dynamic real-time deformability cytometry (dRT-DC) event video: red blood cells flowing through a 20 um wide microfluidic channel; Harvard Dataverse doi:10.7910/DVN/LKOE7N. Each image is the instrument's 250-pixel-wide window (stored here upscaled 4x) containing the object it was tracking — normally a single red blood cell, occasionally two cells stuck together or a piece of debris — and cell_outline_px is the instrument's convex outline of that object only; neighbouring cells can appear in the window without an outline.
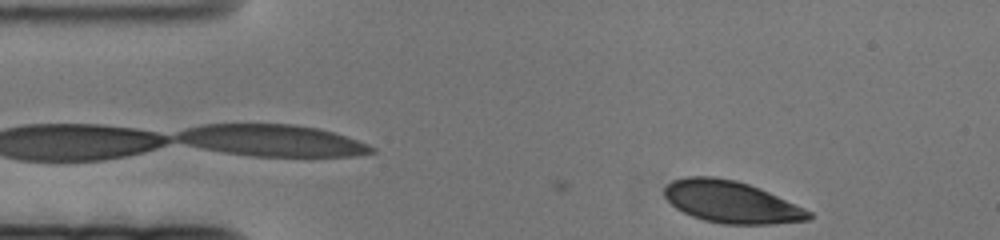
{"species": "human", "species_latin": "Homo sapiens", "temperature_condition": "cold", "stored_images_in_passage": 55, "camera_frame_rate_fps": 3000, "um_per_image_px": 0.085, "donor": {"sex": "female"}, "frame": {"image": 1, "passage_image": 1, "time_ms": 0.0, "image_size_px": [1000, 240], "cell_outline_px": [[812, 216], [808, 220], [768, 224], [724, 224], [704, 220], [692, 216], [676, 208], [664, 196], [664, 188], [672, 180], [688, 176], [712, 176], [736, 180], [760, 188], [804, 208], [812, 212]], "centroid_in_image_um": [62.14, 17.16], "position_along_channel_um": 22.9, "area_um2": 35.08}}
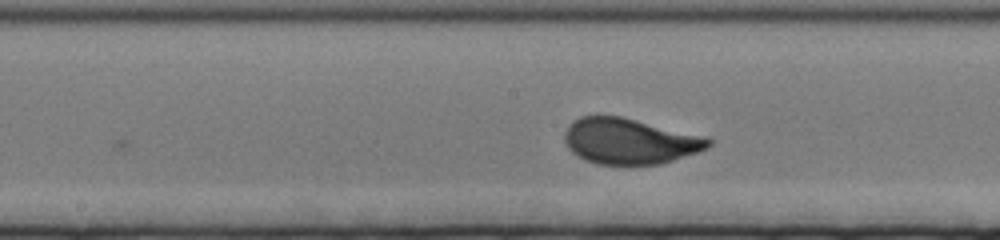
{"frame": {"image": 2, "passage_image": 29, "time_ms": 9.333, "image_size_px": [1000, 240], "cell_outline_px": [[712, 144], [708, 148], [660, 164], [600, 164], [584, 160], [572, 152], [568, 148], [564, 140], [564, 132], [568, 124], [572, 120], [580, 116], [620, 116], [712, 140]], "centroid_in_image_um": [53.4, 12.01], "position_along_channel_um": 194.8, "area_um2": 37.51}}
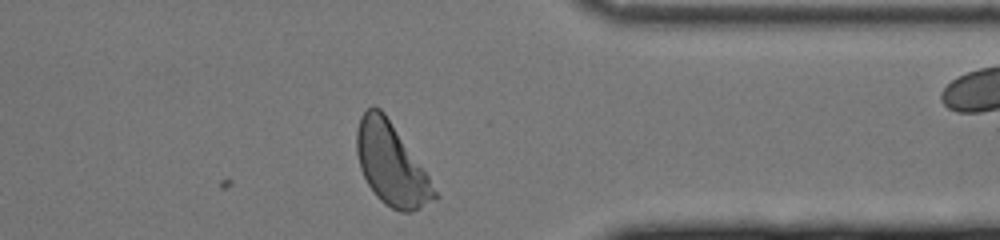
{"frame": {"image": 3, "passage_image": 52, "time_ms": 17.0, "image_size_px": [1000, 240], "cell_outline_px": [[436, 200], [412, 212], [400, 212], [384, 204], [376, 196], [368, 184], [360, 168], [356, 152], [356, 132], [360, 116], [372, 104], [380, 108], [384, 112], [424, 168], [436, 192]], "centroid_in_image_um": [33.24, 13.95], "position_along_channel_um": 378.2, "area_um2": 36.99}}